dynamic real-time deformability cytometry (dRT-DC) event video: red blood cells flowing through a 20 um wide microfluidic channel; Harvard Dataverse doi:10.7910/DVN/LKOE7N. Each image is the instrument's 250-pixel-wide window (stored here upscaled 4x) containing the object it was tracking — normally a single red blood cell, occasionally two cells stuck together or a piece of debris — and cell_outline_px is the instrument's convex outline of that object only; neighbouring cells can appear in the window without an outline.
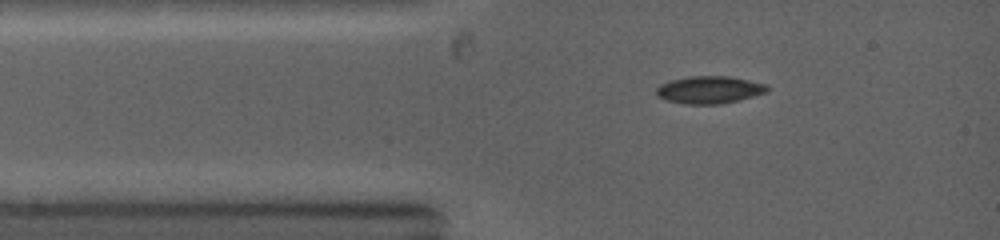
{"species": "common noctule bat (a hibernating species)", "species_latin": "Nyctalus noctula", "temperature_condition": "warm", "stored_images_in_passage": 9, "camera_frame_rate_fps": 5000, "um_per_image_px": 0.085, "animal": {"sex": "female", "body_mass_g": 19.0, "forearm_length_mm": 53.3}, "frame": {"image": 1, "passage_image": 1, "time_ms": 0.0, "image_size_px": [1000, 240], "cell_outline_px": [[768, 92], [740, 100], [720, 104], [684, 104], [664, 100], [656, 96], [656, 88], [660, 84], [668, 80], [688, 76], [728, 76], [768, 84]], "centroid_in_image_um": [60.27, 7.63], "position_along_channel_um": 24.7, "area_um2": 18.03}}
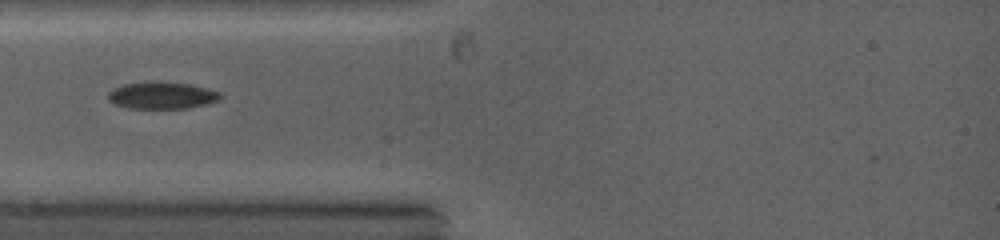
{"frame": {"image": 2, "passage_image": 4, "time_ms": 1.4, "image_size_px": [1000, 240], "cell_outline_px": [[224, 96], [220, 100], [188, 108], [128, 108], [116, 104], [108, 100], [108, 92], [112, 88], [124, 84], [152, 80], [160, 80], [192, 84], [208, 88], [220, 92]], "centroid_in_image_um": [13.78, 8.08], "position_along_channel_um": 71.2, "area_um2": 18.09}}